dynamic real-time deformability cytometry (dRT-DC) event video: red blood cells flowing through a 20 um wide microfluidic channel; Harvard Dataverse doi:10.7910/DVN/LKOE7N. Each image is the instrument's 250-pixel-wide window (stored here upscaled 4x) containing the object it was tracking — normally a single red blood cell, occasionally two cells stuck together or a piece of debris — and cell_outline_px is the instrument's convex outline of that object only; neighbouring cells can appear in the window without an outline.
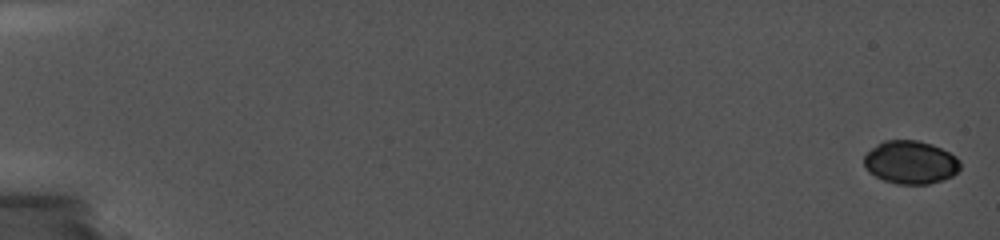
{"species": "common noctule bat (a hibernating species)", "species_latin": "Nyctalus noctula", "temperature_condition": "cold", "stored_images_in_passage": 18, "camera_frame_rate_fps": 5000, "um_per_image_px": 0.085, "animal": {"sex": "female", "body_mass_g": 19.0, "forearm_length_mm": 56.7}, "frame": {"image": 1, "passage_image": 1, "time_ms": 0.0, "image_size_px": [1000, 240], "cell_outline_px": [[960, 168], [952, 176], [928, 184], [896, 184], [884, 180], [868, 172], [864, 164], [864, 156], [876, 144], [884, 140], [916, 140], [932, 144], [956, 156], [960, 160]], "centroid_in_image_um": [77.38, 13.79], "position_along_channel_um": 7.6, "area_um2": 24.1}}
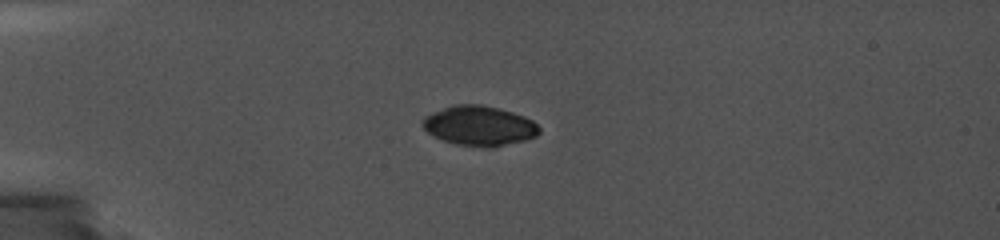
{"frame": {"image": 2, "passage_image": 13, "time_ms": 5.2, "image_size_px": [1000, 240], "cell_outline_px": [[540, 132], [536, 136], [524, 140], [492, 148], [456, 144], [444, 140], [428, 132], [420, 124], [420, 120], [424, 116], [432, 112], [452, 104], [480, 104], [512, 112], [524, 116], [532, 120], [540, 128]], "centroid_in_image_um": [40.71, 10.68], "position_along_channel_um": 44.3, "area_um2": 27.05}}